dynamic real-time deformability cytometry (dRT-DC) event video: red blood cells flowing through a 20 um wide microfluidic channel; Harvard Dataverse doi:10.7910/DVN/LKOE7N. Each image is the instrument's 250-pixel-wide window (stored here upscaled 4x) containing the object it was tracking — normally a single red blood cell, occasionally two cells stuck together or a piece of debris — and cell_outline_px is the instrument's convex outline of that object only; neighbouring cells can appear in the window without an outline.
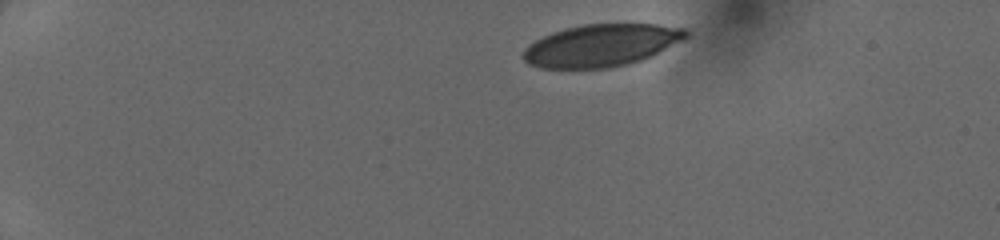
{"species": "human", "species_latin": "Homo sapiens", "temperature_condition": "cold", "stored_images_in_passage": 40, "camera_frame_rate_fps": 3000, "um_per_image_px": 0.085, "donor": {"sex": "female"}, "frame": {"image": 1, "passage_image": 1, "time_ms": 0.0, "image_size_px": [1000, 240], "cell_outline_px": [[692, 32], [684, 40], [640, 60], [628, 64], [608, 68], [540, 68], [528, 64], [520, 56], [524, 48], [528, 44], [552, 32], [564, 28], [580, 24], [656, 24], [684, 28]], "centroid_in_image_um": [51.08, 3.85], "position_along_channel_um": 33.9, "area_um2": 40.29}}
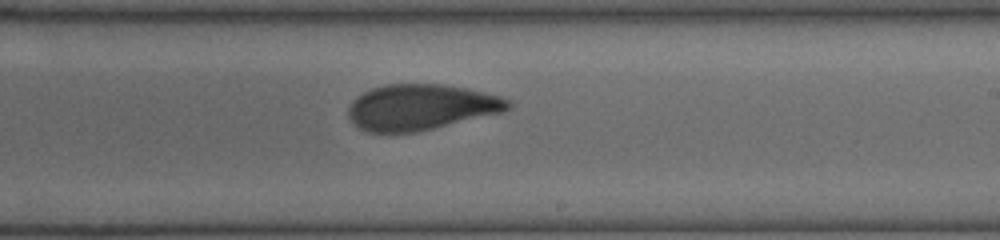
{"frame": {"image": 2, "passage_image": 23, "time_ms": 7.333, "image_size_px": [1000, 240], "cell_outline_px": [[512, 104], [504, 112], [416, 132], [368, 132], [360, 128], [348, 116], [348, 108], [352, 100], [356, 96], [372, 88], [384, 84], [440, 84], [468, 88], [500, 96], [508, 100]], "centroid_in_image_um": [35.78, 9.1], "position_along_channel_um": 253.2, "area_um2": 42.48}}
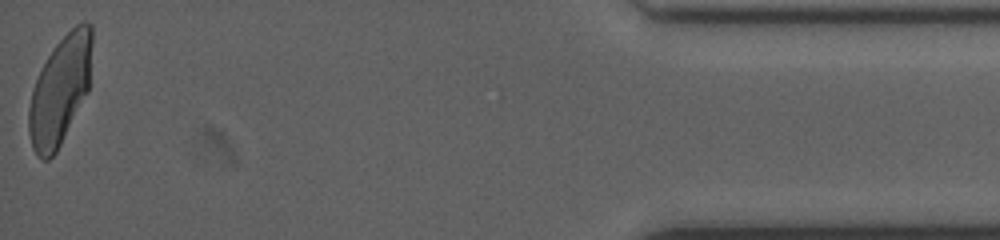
{"frame": {"image": 3, "passage_image": 40, "time_ms": 13.0, "image_size_px": [1000, 240], "cell_outline_px": [[92, 44], [88, 92], [56, 152], [48, 160], [40, 160], [36, 156], [32, 148], [28, 132], [28, 108], [32, 88], [48, 56], [56, 44], [76, 24], [84, 20], [92, 24]], "centroid_in_image_um": [5.1, 7.7], "position_along_channel_um": 430.1, "area_um2": 39.94}}